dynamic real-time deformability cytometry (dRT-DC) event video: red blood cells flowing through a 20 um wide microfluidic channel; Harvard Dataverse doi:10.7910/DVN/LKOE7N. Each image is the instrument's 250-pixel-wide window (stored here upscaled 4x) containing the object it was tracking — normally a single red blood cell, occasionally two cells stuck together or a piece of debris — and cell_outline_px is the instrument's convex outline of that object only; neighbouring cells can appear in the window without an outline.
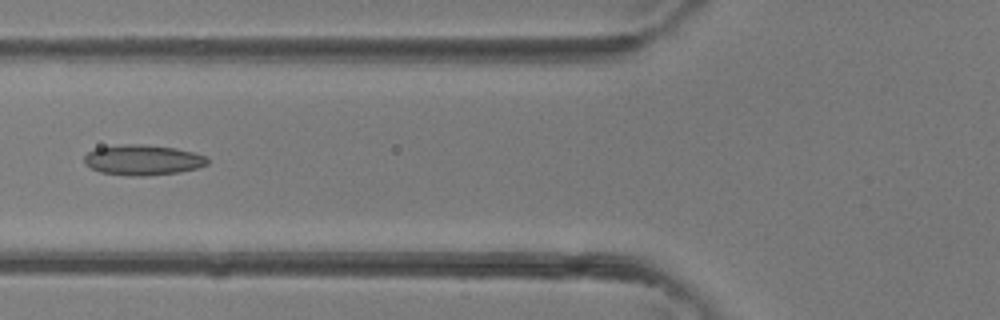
{"species": "common noctule bat (a hibernating species)", "species_latin": "Nyctalus noctula", "temperature_condition": "room temperature", "stored_images_in_passage": 2, "camera_frame_rate_fps": 3000, "um_per_image_px": 0.085, "animal": {"sex": "female"}, "frame": {"image": 1, "passage_image": 2, "time_ms": 0.333, "image_size_px": [1000, 320], "cell_outline_px": [[208, 164], [196, 168], [180, 172], [144, 176], [132, 176], [100, 172], [84, 164], [84, 156], [88, 152], [96, 148], [124, 144], [140, 144], [176, 148], [208, 156]], "centroid_in_image_um": [12.14, 13.6], "position_along_channel_um": 113.7, "area_um2": 21.79}}